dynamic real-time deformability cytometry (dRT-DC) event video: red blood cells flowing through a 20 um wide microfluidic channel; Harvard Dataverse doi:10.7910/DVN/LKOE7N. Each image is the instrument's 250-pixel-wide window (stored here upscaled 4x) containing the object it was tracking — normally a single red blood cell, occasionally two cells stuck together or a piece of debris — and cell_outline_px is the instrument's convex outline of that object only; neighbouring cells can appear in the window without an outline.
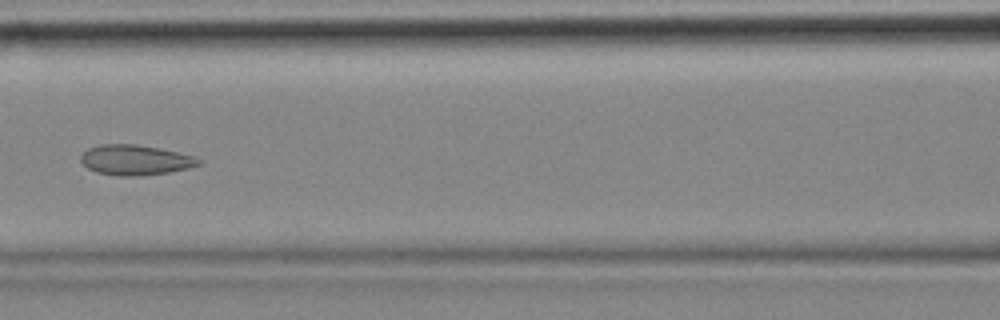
{"species": "common noctule bat (a hibernating species)", "species_latin": "Nyctalus noctula", "temperature_condition": "cold", "stored_images_in_passage": 14, "camera_frame_rate_fps": 3000, "um_per_image_px": 0.085, "animal": {"sex": "female", "body_mass_g": 18.4}, "frame": {"image": 1, "passage_image": 5, "time_ms": 1.333, "image_size_px": [1000, 320], "cell_outline_px": [[200, 164], [188, 168], [168, 172], [140, 176], [120, 176], [96, 172], [88, 168], [80, 160], [80, 156], [88, 148], [100, 144], [136, 144], [160, 148], [192, 156], [200, 160]], "centroid_in_image_um": [11.46, 13.6], "position_along_channel_um": 155.1, "area_um2": 20.58}}
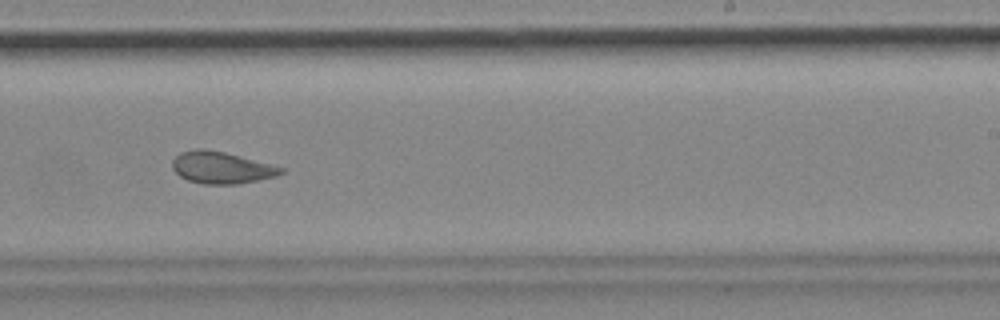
{"frame": {"image": 2, "passage_image": 8, "time_ms": 2.333, "image_size_px": [1000, 320], "cell_outline_px": [[284, 172], [276, 176], [236, 184], [204, 184], [188, 180], [180, 176], [172, 168], [172, 160], [180, 152], [196, 148], [200, 148], [224, 152], [284, 168]], "centroid_in_image_um": [18.77, 14.24], "position_along_channel_um": 270.2, "area_um2": 19.88}}
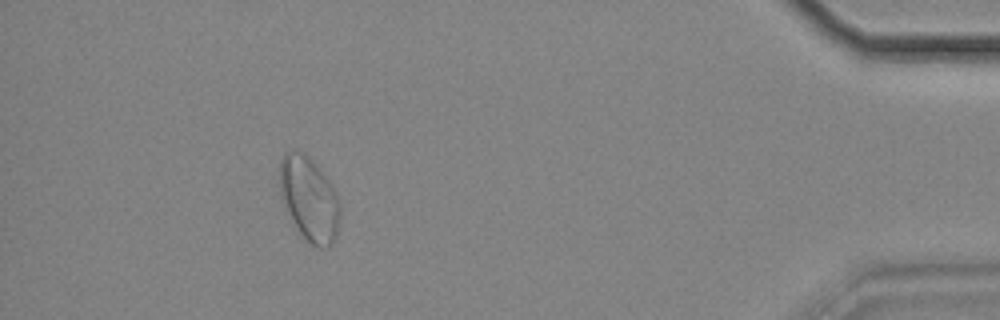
{"frame": {"image": 3, "passage_image": 12, "time_ms": 3.667, "image_size_px": [1000, 320], "cell_outline_px": [[340, 216], [336, 236], [332, 244], [328, 248], [324, 248], [312, 244], [300, 232], [284, 208], [280, 192], [280, 160], [284, 152], [292, 148], [304, 152], [320, 168], [332, 184], [336, 192], [340, 204]], "centroid_in_image_um": [26.28, 16.85], "position_along_channel_um": 408.9, "area_um2": 29.82}}